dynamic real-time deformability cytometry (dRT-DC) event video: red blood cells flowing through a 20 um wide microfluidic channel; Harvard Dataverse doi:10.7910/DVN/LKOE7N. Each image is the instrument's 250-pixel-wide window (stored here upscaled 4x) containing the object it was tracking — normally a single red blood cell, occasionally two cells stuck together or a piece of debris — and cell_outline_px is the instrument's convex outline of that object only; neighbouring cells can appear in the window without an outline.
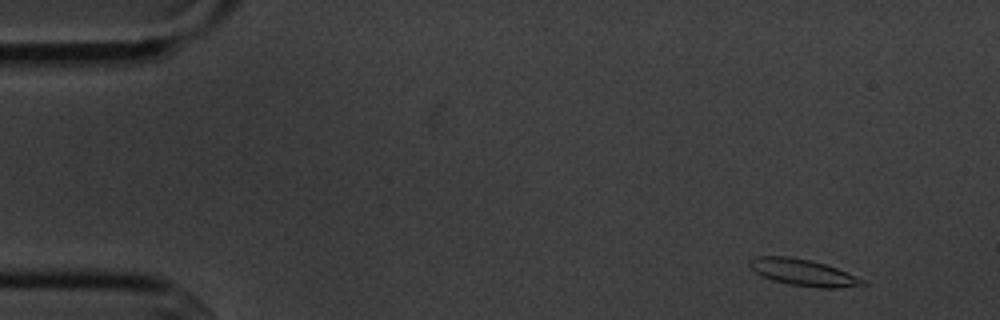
{"species": "common noctule bat (a hibernating species)", "species_latin": "Nyctalus noctula", "temperature_condition": "cold", "stored_images_in_passage": 5, "camera_frame_rate_fps": 3000, "um_per_image_px": 0.085, "animal": {"sex": "male", "body_mass_g": 20.1, "forearm_length_mm": 53.5}, "frame": {"image": 1, "passage_image": 1, "time_ms": 0.0, "image_size_px": [1000, 320], "cell_outline_px": [[868, 284], [840, 288], [820, 288], [788, 284], [772, 280], [756, 272], [748, 264], [748, 260], [756, 256], [788, 256], [812, 260], [836, 268], [856, 276], [864, 280]], "centroid_in_image_um": [68.26, 23.16], "position_along_channel_um": 16.7, "area_um2": 17.46}}